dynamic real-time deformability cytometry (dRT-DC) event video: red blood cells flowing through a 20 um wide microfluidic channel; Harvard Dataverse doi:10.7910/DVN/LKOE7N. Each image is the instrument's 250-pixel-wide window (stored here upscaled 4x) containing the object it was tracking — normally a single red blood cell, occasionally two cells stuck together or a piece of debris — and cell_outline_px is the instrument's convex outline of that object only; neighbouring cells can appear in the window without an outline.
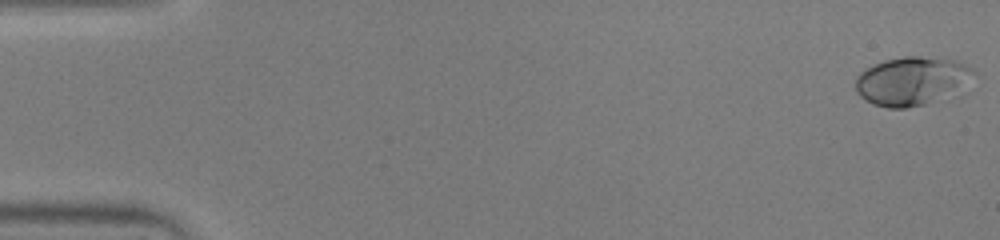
{"species": "human", "species_latin": "Homo sapiens", "temperature_condition": "warm", "stored_images_in_passage": 12, "camera_frame_rate_fps": 3000, "um_per_image_px": 0.085, "donor": {"sex": "male"}, "frame": {"image": 1, "passage_image": 1, "time_ms": 0.0, "image_size_px": [1000, 240], "cell_outline_px": [[976, 72], [956, 88], [924, 104], [904, 108], [888, 108], [872, 104], [860, 96], [856, 92], [856, 76], [864, 68], [884, 60], [904, 56], [920, 56], [956, 60], [976, 68]], "centroid_in_image_um": [77.39, 6.84], "position_along_channel_um": 7.6, "area_um2": 32.6}}